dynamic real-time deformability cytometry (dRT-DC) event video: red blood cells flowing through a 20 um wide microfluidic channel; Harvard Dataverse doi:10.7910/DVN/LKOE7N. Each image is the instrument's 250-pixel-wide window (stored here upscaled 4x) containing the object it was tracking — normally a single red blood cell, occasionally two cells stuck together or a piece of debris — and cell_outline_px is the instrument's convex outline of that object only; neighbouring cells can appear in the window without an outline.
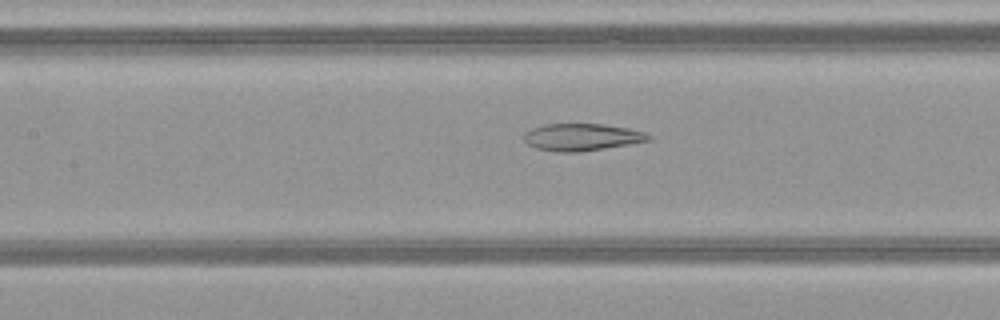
{"species": "common noctule bat (a hibernating species)", "species_latin": "Nyctalus noctula", "temperature_condition": "warm", "stored_images_in_passage": 51, "camera_frame_rate_fps": 3000, "um_per_image_px": 0.085, "animal": {"sex": "female", "body_mass_g": 21.9}, "frame": {"image": 1, "passage_image": 24, "time_ms": 7.667, "image_size_px": [1000, 320], "cell_outline_px": [[652, 140], [580, 152], [556, 152], [536, 148], [528, 144], [524, 140], [524, 132], [532, 128], [544, 124], [604, 124], [628, 128], [644, 132], [652, 136]], "centroid_in_image_um": [49.44, 11.65], "position_along_channel_um": 158.0, "area_um2": 19.71}}
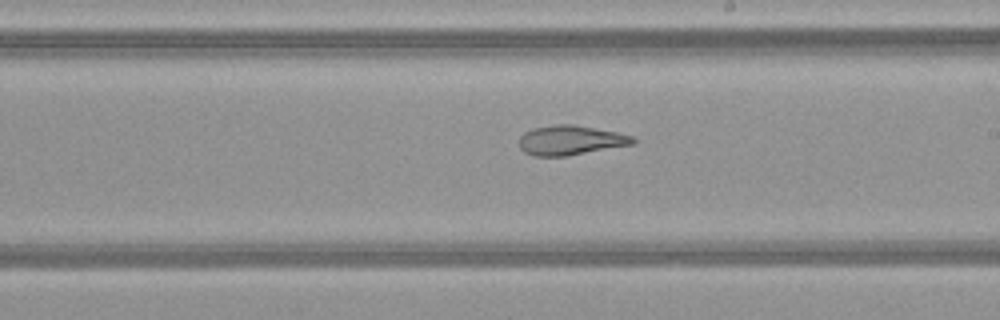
{"frame": {"image": 2, "passage_image": 30, "time_ms": 9.667, "image_size_px": [1000, 320], "cell_outline_px": [[636, 144], [568, 156], [532, 156], [524, 152], [520, 148], [520, 136], [524, 132], [532, 128], [556, 124], [572, 124], [616, 132], [632, 136], [636, 140]], "centroid_in_image_um": [48.49, 11.93], "position_along_channel_um": 240.5, "area_um2": 19.77}}
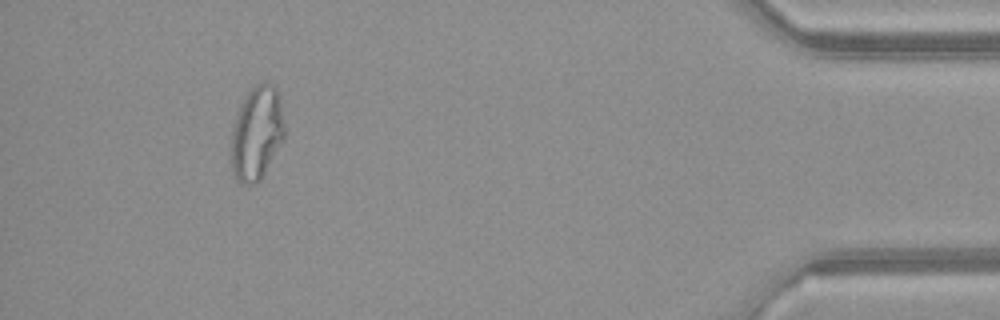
{"frame": {"image": 3, "passage_image": 47, "time_ms": 15.333, "image_size_px": [1000, 320], "cell_outline_px": [[284, 140], [264, 172], [256, 184], [244, 184], [236, 180], [232, 172], [228, 152], [232, 128], [236, 112], [240, 104], [248, 92], [256, 84], [264, 80], [272, 84], [276, 88], [280, 96], [284, 124]], "centroid_in_image_um": [21.78, 11.31], "position_along_channel_um": 413.4, "area_um2": 29.88}, "authors_computed_cell_mechanics": {"area_um2": 26.588, "velocity_mm_per_s": 4.1376, "shape_relaxation_time_tau1_ms": null, "shape_relaxation_time_tau2_ms": 3.0405, "deformation_change_tau1": null, "deformation_change_tau2": 0.1222}}